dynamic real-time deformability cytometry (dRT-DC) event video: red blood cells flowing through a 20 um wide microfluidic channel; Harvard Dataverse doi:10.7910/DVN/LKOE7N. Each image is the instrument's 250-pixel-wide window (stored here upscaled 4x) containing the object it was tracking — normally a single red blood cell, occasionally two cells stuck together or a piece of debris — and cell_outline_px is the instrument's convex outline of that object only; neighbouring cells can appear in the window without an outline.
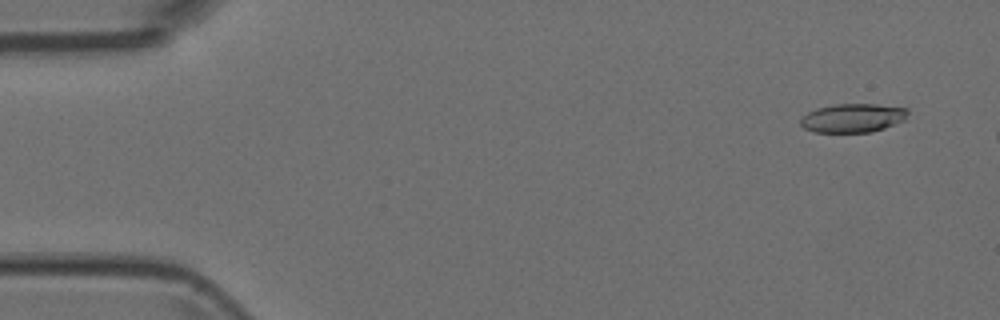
{"species": "Egyptian fruit bat (a non-hibernating species)", "species_latin": "Rousettus aegyptiacus", "temperature_condition": "room temperature", "stored_images_in_passage": 3, "camera_frame_rate_fps": 3000, "um_per_image_px": 0.085, "animal": {"sex": "female"}, "frame": {"image": 1, "passage_image": 1, "time_ms": 0.0, "image_size_px": [1000, 320], "cell_outline_px": [[908, 112], [904, 120], [884, 128], [872, 132], [816, 132], [804, 128], [800, 124], [800, 120], [808, 112], [816, 108], [836, 104], [876, 104], [908, 108]], "centroid_in_image_um": [72.49, 10.02], "position_along_channel_um": 12.5, "area_um2": 17.92}}